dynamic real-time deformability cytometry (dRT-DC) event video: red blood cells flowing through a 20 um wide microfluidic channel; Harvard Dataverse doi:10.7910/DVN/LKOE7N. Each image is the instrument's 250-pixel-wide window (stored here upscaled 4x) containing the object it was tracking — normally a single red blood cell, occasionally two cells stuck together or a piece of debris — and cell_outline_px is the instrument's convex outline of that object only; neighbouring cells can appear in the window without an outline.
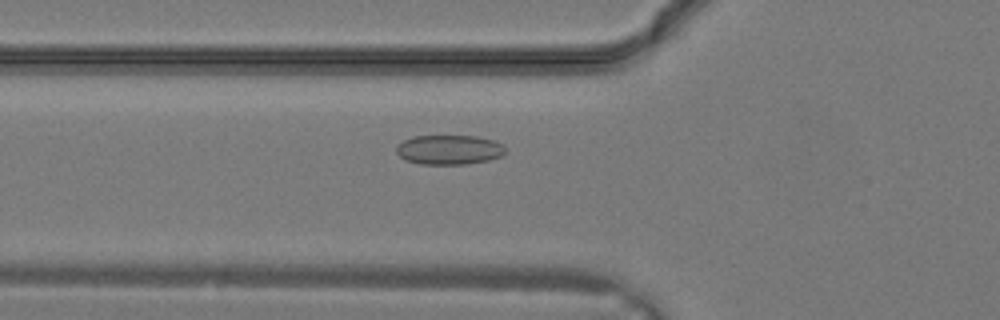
{"species": "common noctule bat (a hibernating species)", "species_latin": "Nyctalus noctula", "temperature_condition": "warm", "stored_images_in_passage": 10, "camera_frame_rate_fps": 3000, "um_per_image_px": 0.085, "animal": {"sex": "male", "body_mass_g": 19.2, "forearm_length_mm": 51.8}, "frame": {"image": 1, "passage_image": 2, "time_ms": 0.333, "image_size_px": [1000, 320], "cell_outline_px": [[504, 152], [500, 156], [488, 160], [464, 164], [420, 164], [408, 160], [400, 156], [396, 152], [396, 144], [412, 136], [476, 136], [492, 140], [500, 144], [504, 148]], "centroid_in_image_um": [38.12, 12.72], "position_along_channel_um": 87.7, "area_um2": 18.55}}
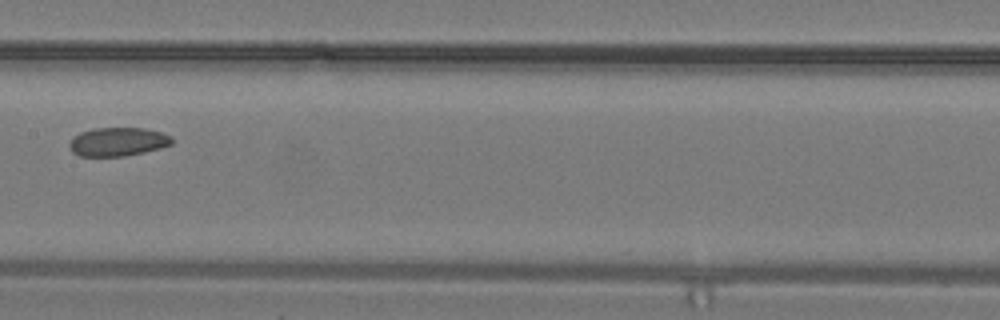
{"frame": {"image": 2, "passage_image": 7, "time_ms": 2.0, "image_size_px": [1000, 320], "cell_outline_px": [[172, 144], [160, 148], [144, 152], [124, 156], [80, 156], [72, 152], [68, 144], [80, 132], [96, 128], [144, 128], [160, 132], [168, 136], [172, 140]], "centroid_in_image_um": [10.0, 12.05], "position_along_channel_um": 197.4, "area_um2": 16.88}}
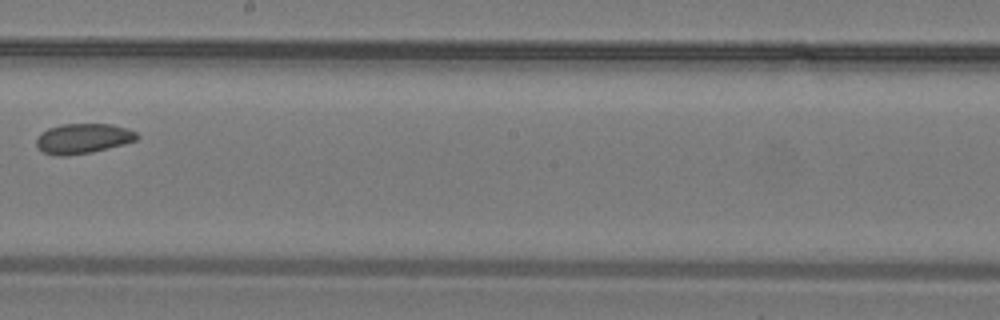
{"frame": {"image": 3, "passage_image": 9, "time_ms": 2.667, "image_size_px": [1000, 320], "cell_outline_px": [[140, 136], [136, 140], [124, 144], [92, 152], [68, 156], [56, 156], [44, 152], [36, 144], [36, 140], [40, 132], [48, 128], [60, 124], [112, 124], [128, 128], [136, 132]], "centroid_in_image_um": [7.06, 11.77], "position_along_channel_um": 241.1, "area_um2": 17.74}}